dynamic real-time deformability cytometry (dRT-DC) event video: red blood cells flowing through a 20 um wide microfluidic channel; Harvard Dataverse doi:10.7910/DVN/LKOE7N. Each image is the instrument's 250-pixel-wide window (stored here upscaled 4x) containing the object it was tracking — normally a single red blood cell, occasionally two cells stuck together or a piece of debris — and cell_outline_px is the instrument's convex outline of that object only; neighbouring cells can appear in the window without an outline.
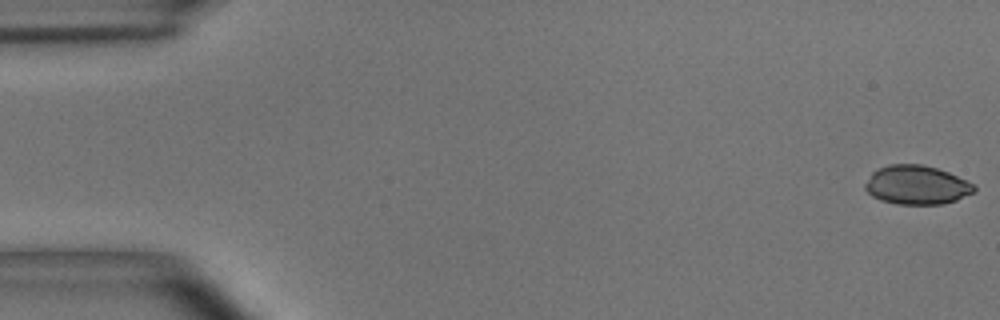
{"species": "common noctule bat (a hibernating species)", "species_latin": "Nyctalus noctula", "temperature_condition": "room temperature", "stored_images_in_passage": 5, "camera_frame_rate_fps": 3000, "um_per_image_px": 0.085, "animal": {"sex": "male", "body_mass_g": 15.6}, "frame": {"image": 1, "passage_image": 1, "time_ms": 0.0, "image_size_px": [1000, 320], "cell_outline_px": [[976, 192], [956, 200], [940, 204], [896, 204], [880, 200], [872, 196], [864, 188], [864, 184], [872, 172], [888, 164], [920, 164], [936, 168], [948, 172], [976, 184]], "centroid_in_image_um": [77.93, 15.72], "position_along_channel_um": 7.1, "area_um2": 24.85}}
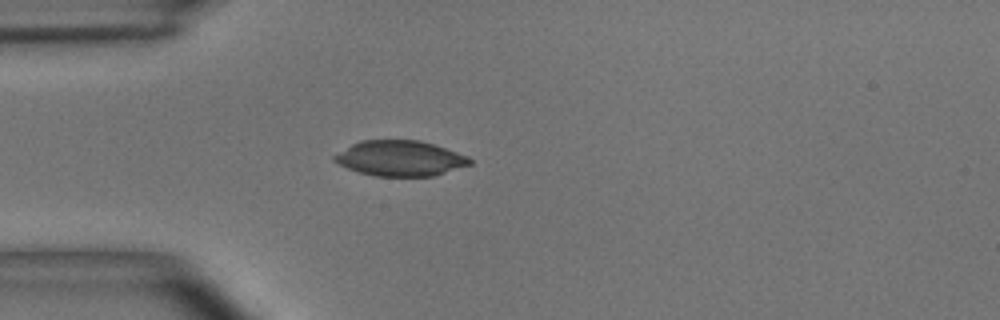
{"frame": {"image": 2, "passage_image": 5, "time_ms": 1.333, "image_size_px": [1000, 320], "cell_outline_px": [[472, 164], [432, 176], [372, 176], [348, 168], [332, 160], [332, 156], [352, 144], [360, 140], [420, 140], [468, 156], [472, 160]], "centroid_in_image_um": [33.99, 13.46], "position_along_channel_um": 51.0, "area_um2": 27.74}}